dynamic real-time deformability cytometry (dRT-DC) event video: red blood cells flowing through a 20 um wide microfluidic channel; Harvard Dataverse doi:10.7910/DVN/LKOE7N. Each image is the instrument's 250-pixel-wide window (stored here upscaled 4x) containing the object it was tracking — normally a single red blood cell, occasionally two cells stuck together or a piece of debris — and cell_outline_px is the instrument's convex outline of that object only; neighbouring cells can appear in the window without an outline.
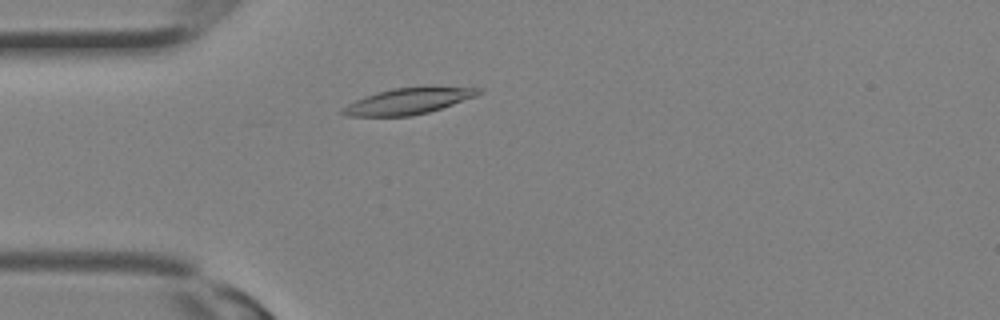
{"species": "Egyptian fruit bat (a non-hibernating species)", "species_latin": "Rousettus aegyptiacus", "temperature_condition": "room temperature", "stored_images_in_passage": 26, "camera_frame_rate_fps": 3000, "um_per_image_px": 0.085, "animal": {"sex": "female"}, "frame": {"image": 1, "passage_image": 5, "time_ms": 1.333, "image_size_px": [1000, 320], "cell_outline_px": [[484, 92], [476, 96], [428, 112], [412, 116], [348, 116], [340, 112], [348, 104], [364, 96], [376, 92], [392, 88], [424, 84], [480, 88]], "centroid_in_image_um": [34.78, 8.54], "position_along_channel_um": 50.2, "area_um2": 21.27}}
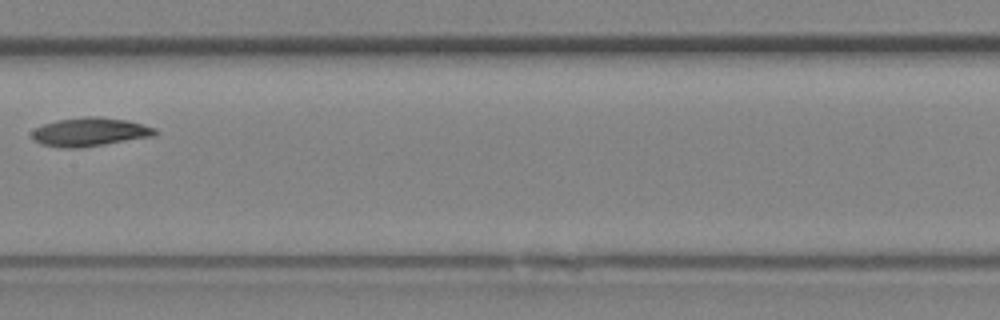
{"frame": {"image": 2, "passage_image": 12, "time_ms": 3.667, "image_size_px": [1000, 320], "cell_outline_px": [[156, 136], [104, 144], [76, 148], [60, 148], [40, 144], [32, 140], [32, 132], [36, 128], [44, 124], [56, 120], [84, 116], [96, 116], [128, 120], [156, 128]], "centroid_in_image_um": [7.62, 11.21], "position_along_channel_um": 199.8, "area_um2": 20.63}}
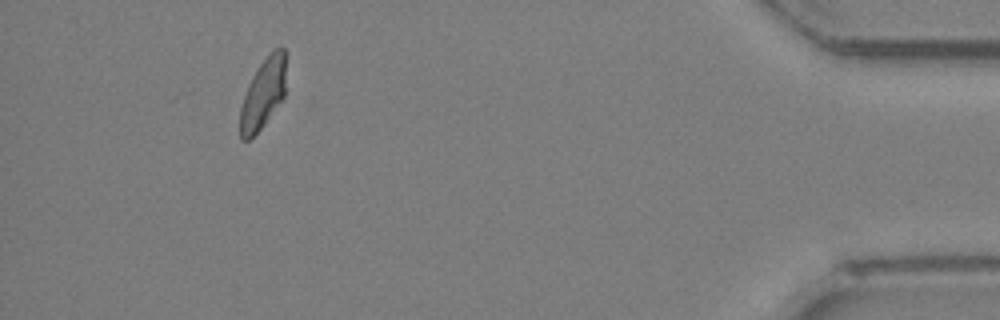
{"frame": {"image": 3, "passage_image": 24, "time_ms": 7.667, "image_size_px": [1000, 320], "cell_outline_px": [[288, 52], [284, 96], [260, 128], [248, 140], [240, 140], [240, 108], [248, 84], [252, 76], [260, 64], [276, 48], [284, 48]], "centroid_in_image_um": [22.39, 7.9], "position_along_channel_um": 412.8, "area_um2": 18.67}}